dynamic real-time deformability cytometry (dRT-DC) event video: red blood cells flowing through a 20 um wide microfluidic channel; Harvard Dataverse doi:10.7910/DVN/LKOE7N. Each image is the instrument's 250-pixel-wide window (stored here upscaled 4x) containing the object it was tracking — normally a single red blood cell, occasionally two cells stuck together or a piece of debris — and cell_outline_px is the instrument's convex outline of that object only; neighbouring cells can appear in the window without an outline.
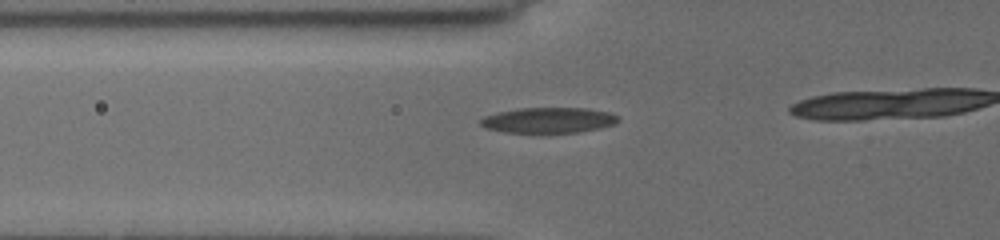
{"species": "common noctule bat (a hibernating species)", "species_latin": "Nyctalus noctula", "temperature_condition": "cold", "stored_images_in_passage": 20, "camera_frame_rate_fps": 3000, "um_per_image_px": 0.085, "animal": {"sex": "female", "body_mass_g": 19.5, "forearm_length_mm": 54.1}, "frame": {"image": 1, "passage_image": 16, "time_ms": 5.333, "image_size_px": [1000, 240], "cell_outline_px": [[620, 120], [616, 124], [600, 128], [580, 132], [504, 132], [484, 128], [480, 124], [480, 120], [484, 116], [500, 112], [520, 108], [588, 108], [608, 112], [616, 116]], "centroid_in_image_um": [46.64, 10.21], "position_along_channel_um": 79.2, "area_um2": 20.35}}
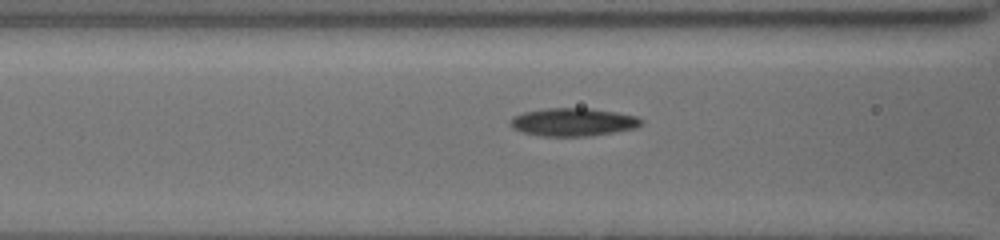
{"frame": {"image": 2, "passage_image": 19, "time_ms": 6.333, "image_size_px": [1000, 240], "cell_outline_px": [[644, 120], [636, 128], [588, 136], [540, 136], [524, 132], [512, 128], [508, 124], [508, 120], [512, 116], [524, 112], [544, 108], [592, 108], [616, 112], [636, 116]], "centroid_in_image_um": [48.66, 10.36], "position_along_channel_um": 117.9, "area_um2": 21.5}}